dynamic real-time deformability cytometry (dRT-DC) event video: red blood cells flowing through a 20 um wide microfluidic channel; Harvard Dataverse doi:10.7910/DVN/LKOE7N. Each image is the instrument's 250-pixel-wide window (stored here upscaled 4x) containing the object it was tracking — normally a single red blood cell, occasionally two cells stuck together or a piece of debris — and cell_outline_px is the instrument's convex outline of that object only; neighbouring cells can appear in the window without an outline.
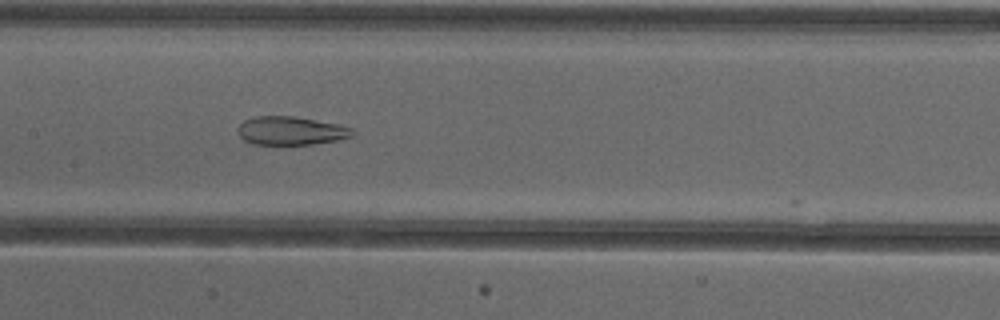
{"species": "common noctule bat (a hibernating species)", "species_latin": "Nyctalus noctula", "temperature_condition": "cold", "stored_images_in_passage": 13, "camera_frame_rate_fps": 3000, "um_per_image_px": 0.085, "animal": {"sex": "female"}, "frame": {"image": 1, "passage_image": 10, "time_ms": 3.0, "image_size_px": [1000, 320], "cell_outline_px": [[356, 132], [352, 136], [336, 140], [312, 144], [252, 144], [244, 140], [240, 136], [236, 128], [244, 120], [256, 116], [292, 116], [336, 124], [352, 128]], "centroid_in_image_um": [24.69, 11.11], "position_along_channel_um": 182.7, "area_um2": 18.84}}